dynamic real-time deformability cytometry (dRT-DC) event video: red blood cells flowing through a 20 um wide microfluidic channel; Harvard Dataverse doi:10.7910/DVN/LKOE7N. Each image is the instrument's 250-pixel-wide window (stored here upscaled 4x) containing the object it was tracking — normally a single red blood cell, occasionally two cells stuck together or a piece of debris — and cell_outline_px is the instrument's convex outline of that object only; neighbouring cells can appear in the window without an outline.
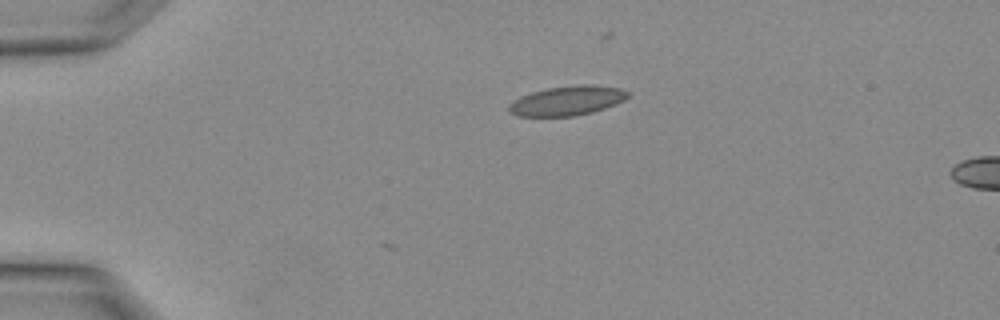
{"species": "Egyptian fruit bat (a non-hibernating species)", "species_latin": "Rousettus aegyptiacus", "temperature_condition": "warm", "stored_images_in_passage": 2, "camera_frame_rate_fps": 3000, "um_per_image_px": 0.085, "animal": {"sex": "female"}, "frame": {"image": 1, "passage_image": 1, "time_ms": 0.0, "image_size_px": [1000, 320], "cell_outline_px": [[628, 96], [624, 100], [616, 104], [592, 112], [572, 116], [516, 116], [508, 112], [508, 104], [532, 92], [548, 88], [580, 84], [592, 84], [620, 88], [628, 92]], "centroid_in_image_um": [48.22, 8.56], "position_along_channel_um": 36.8, "area_um2": 20.29}}